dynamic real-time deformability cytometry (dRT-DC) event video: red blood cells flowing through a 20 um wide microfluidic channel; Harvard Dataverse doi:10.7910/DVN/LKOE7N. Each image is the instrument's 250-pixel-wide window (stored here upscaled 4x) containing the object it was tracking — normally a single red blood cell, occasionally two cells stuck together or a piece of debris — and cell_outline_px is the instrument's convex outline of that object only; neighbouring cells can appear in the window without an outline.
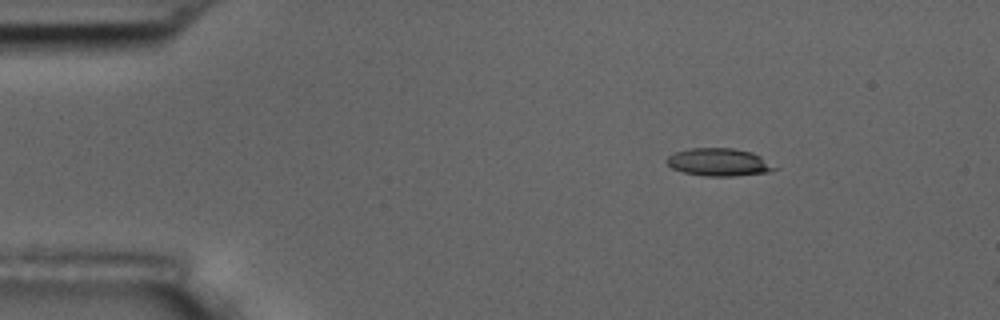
{"species": "common noctule bat (a hibernating species)", "species_latin": "Nyctalus noctula", "temperature_condition": "room temperature", "stored_images_in_passage": 13, "camera_frame_rate_fps": 3000, "um_per_image_px": 0.085, "animal": {"sex": "male", "body_mass_g": 17.5, "forearm_length_mm": 52.3}, "frame": {"image": 1, "passage_image": 6, "time_ms": 1.667, "image_size_px": [1000, 320], "cell_outline_px": [[780, 168], [768, 172], [732, 176], [704, 176], [684, 172], [672, 168], [664, 160], [668, 156], [676, 152], [688, 148], [732, 148], [752, 152], [760, 156]], "centroid_in_image_um": [61.11, 13.78], "position_along_channel_um": 23.9, "area_um2": 17.46}}